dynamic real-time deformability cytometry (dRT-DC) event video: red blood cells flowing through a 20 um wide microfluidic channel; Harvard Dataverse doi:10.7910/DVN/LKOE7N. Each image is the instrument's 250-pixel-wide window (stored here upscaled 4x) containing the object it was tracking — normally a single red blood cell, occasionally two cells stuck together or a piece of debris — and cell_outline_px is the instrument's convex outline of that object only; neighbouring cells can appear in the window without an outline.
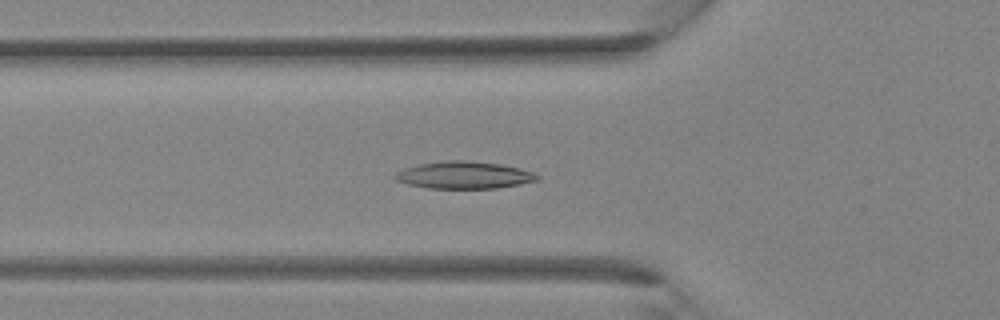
{"species": "Egyptian fruit bat (a non-hibernating species)", "species_latin": "Rousettus aegyptiacus", "temperature_condition": "room temperature", "stored_images_in_passage": 29, "camera_frame_rate_fps": 3000, "um_per_image_px": 0.085, "animal": {"sex": "female"}, "frame": {"image": 1, "passage_image": 6, "time_ms": 1.667, "image_size_px": [1000, 320], "cell_outline_px": [[540, 176], [536, 180], [520, 184], [496, 188], [428, 188], [408, 184], [396, 180], [392, 176], [396, 172], [404, 168], [416, 164], [444, 160], [468, 160], [500, 164], [520, 168], [532, 172]], "centroid_in_image_um": [39.4, 14.87], "position_along_channel_um": 86.4, "area_um2": 22.6}}
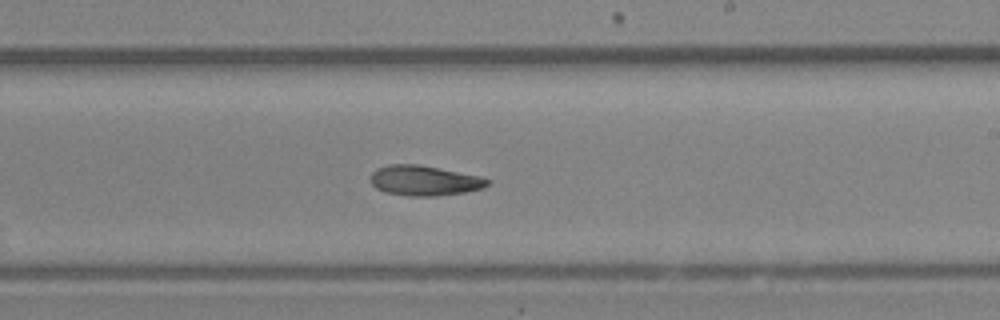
{"frame": {"image": 2, "passage_image": 15, "time_ms": 4.667, "image_size_px": [1000, 320], "cell_outline_px": [[492, 180], [488, 184], [480, 188], [464, 192], [436, 196], [408, 196], [384, 192], [376, 188], [368, 180], [372, 172], [376, 168], [388, 164], [420, 164], [480, 176]], "centroid_in_image_um": [36.01, 15.34], "position_along_channel_um": 253.0, "area_um2": 20.69}}
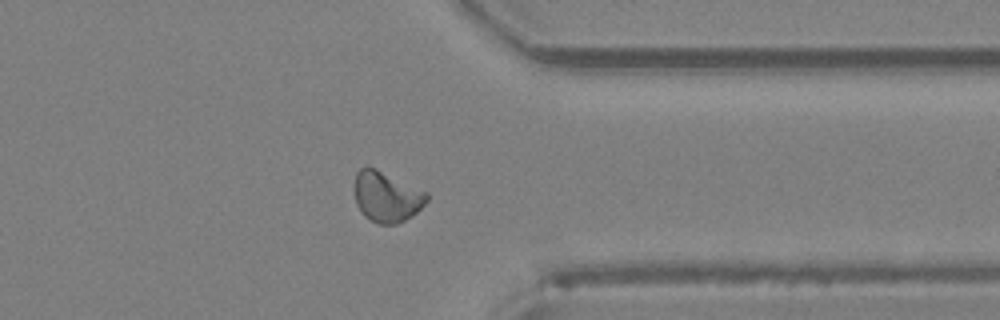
{"frame": {"image": 3, "passage_image": 22, "time_ms": 7.0, "image_size_px": [1000, 320], "cell_outline_px": [[428, 200], [416, 212], [404, 220], [396, 224], [380, 224], [364, 216], [356, 204], [352, 184], [356, 172], [360, 168], [376, 168], [428, 192]], "centroid_in_image_um": [32.82, 16.7], "position_along_channel_um": 378.6, "area_um2": 21.39}}